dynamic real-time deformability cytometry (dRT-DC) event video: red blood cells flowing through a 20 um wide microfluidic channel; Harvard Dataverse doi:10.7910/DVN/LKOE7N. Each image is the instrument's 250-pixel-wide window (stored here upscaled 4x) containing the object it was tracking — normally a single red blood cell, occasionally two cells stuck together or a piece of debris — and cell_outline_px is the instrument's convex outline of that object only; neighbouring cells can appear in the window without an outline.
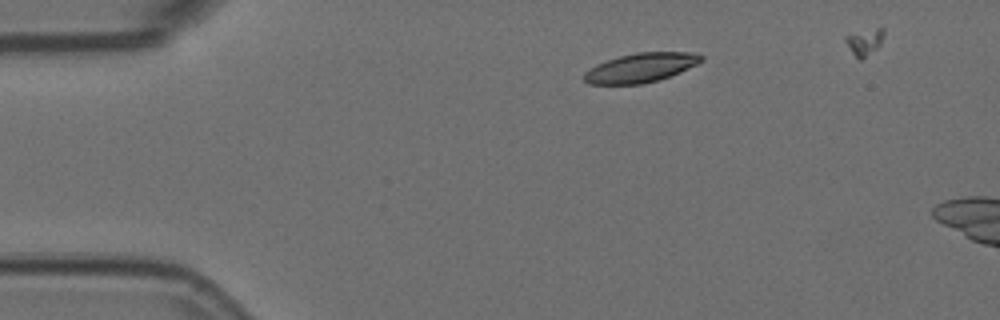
{"species": "Egyptian fruit bat (a non-hibernating species)", "species_latin": "Rousettus aegyptiacus", "temperature_condition": "room temperature", "stored_images_in_passage": 6, "camera_frame_rate_fps": 3000, "um_per_image_px": 0.085, "animal": {"sex": "female"}, "frame": {"image": 1, "passage_image": 1, "time_ms": 0.0, "image_size_px": [1000, 320], "cell_outline_px": [[704, 60], [680, 72], [644, 84], [588, 84], [584, 80], [584, 72], [596, 64], [620, 56], [636, 52], [692, 52], [704, 56]], "centroid_in_image_um": [54.46, 5.75], "position_along_channel_um": 30.5, "area_um2": 19.83}}